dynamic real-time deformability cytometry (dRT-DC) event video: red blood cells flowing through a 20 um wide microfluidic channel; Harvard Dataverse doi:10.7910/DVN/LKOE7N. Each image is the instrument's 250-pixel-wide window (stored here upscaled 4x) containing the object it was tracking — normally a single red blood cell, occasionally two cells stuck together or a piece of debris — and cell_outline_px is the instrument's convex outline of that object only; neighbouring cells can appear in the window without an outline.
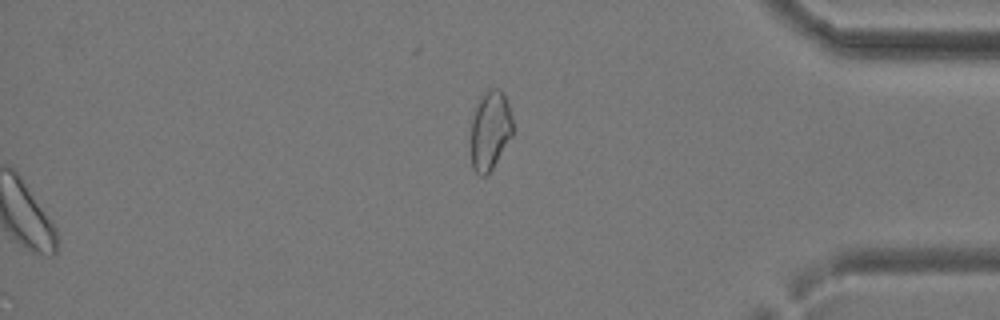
{"species": "common noctule bat (a hibernating species)", "species_latin": "Nyctalus noctula", "temperature_condition": "cold", "stored_images_in_passage": 37, "segment_of_instrument_passage": [2, 2], "camera_frame_rate_fps": 3000, "um_per_image_px": 0.085, "animal": {"sex": "female", "body_mass_g": 24.6, "forearm_length_mm": 56.2}, "frame": {"image": 1, "passage_image": 37, "time_ms": 12.0, "image_size_px": [1000, 320], "cell_outline_px": [[512, 136], [492, 168], [484, 176], [480, 176], [472, 168], [472, 120], [476, 104], [480, 96], [492, 88], [500, 88], [504, 92], [512, 116]], "centroid_in_image_um": [41.67, 11.04], "position_along_channel_um": 393.5, "area_um2": 19.13}}